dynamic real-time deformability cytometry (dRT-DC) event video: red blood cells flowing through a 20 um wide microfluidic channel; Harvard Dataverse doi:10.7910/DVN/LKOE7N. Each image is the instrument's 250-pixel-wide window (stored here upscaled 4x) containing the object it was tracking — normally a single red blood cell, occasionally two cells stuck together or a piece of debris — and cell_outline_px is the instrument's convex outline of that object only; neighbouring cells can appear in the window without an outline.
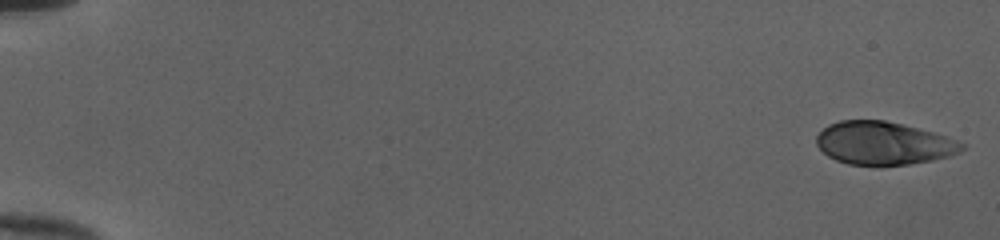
{"species": "human", "species_latin": "Homo sapiens", "temperature_condition": "cold", "stored_images_in_passage": 52, "camera_frame_rate_fps": 3000, "um_per_image_px": 0.085, "donor": {"sex": "female"}, "frame": {"image": 1, "passage_image": 1, "time_ms": 0.0, "image_size_px": [1000, 240], "cell_outline_px": [[964, 148], [960, 152], [948, 156], [932, 160], [908, 164], [848, 164], [836, 160], [828, 156], [816, 144], [816, 136], [828, 124], [840, 120], [884, 120], [932, 132], [956, 140], [964, 144]], "centroid_in_image_um": [75.07, 12.16], "position_along_channel_um": 9.9, "area_um2": 35.84}}
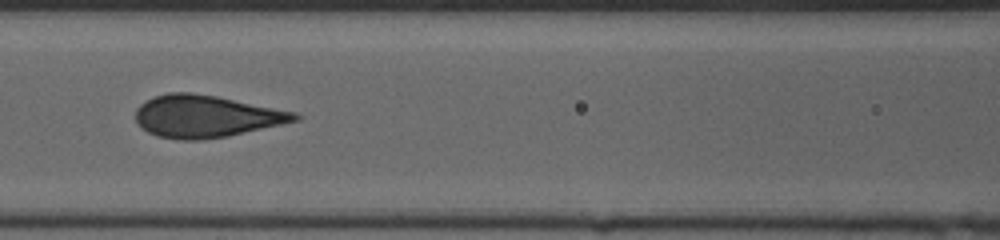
{"frame": {"image": 2, "passage_image": 25, "time_ms": 8.0, "image_size_px": [1000, 240], "cell_outline_px": [[304, 116], [300, 120], [228, 136], [200, 140], [176, 140], [156, 136], [140, 128], [136, 120], [136, 108], [144, 100], [156, 96], [172, 92], [192, 92], [216, 96], [296, 112]], "centroid_in_image_um": [17.5, 9.89], "position_along_channel_um": 149.1, "area_um2": 39.3}}
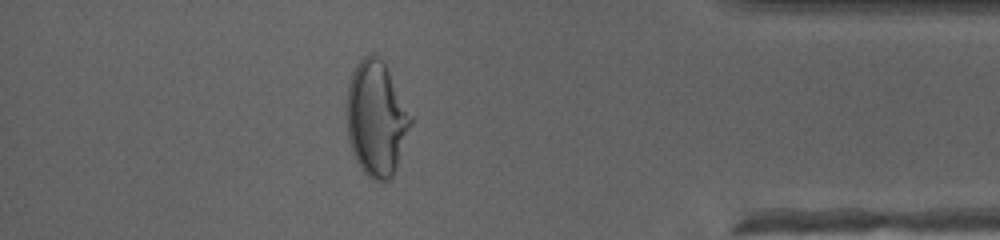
{"frame": {"image": 3, "passage_image": 46, "time_ms": 15.0, "image_size_px": [1000, 240], "cell_outline_px": [[412, 124], [392, 176], [388, 180], [372, 180], [364, 172], [356, 160], [348, 136], [348, 84], [352, 72], [356, 64], [368, 52], [372, 52], [384, 64], [412, 116]], "centroid_in_image_um": [31.99, 10.07], "position_along_channel_um": 403.2, "area_um2": 41.96}, "authors_computed_cell_mechanics": {"area_um2": 38.5237, "velocity_mm_per_s": 4.0274, "shape_relaxation_time_tau1_ms": 7.5873, "shape_relaxation_time_tau2_ms": null, "deformation_change_tau1": 0.2363, "deformation_change_tau2": null}}